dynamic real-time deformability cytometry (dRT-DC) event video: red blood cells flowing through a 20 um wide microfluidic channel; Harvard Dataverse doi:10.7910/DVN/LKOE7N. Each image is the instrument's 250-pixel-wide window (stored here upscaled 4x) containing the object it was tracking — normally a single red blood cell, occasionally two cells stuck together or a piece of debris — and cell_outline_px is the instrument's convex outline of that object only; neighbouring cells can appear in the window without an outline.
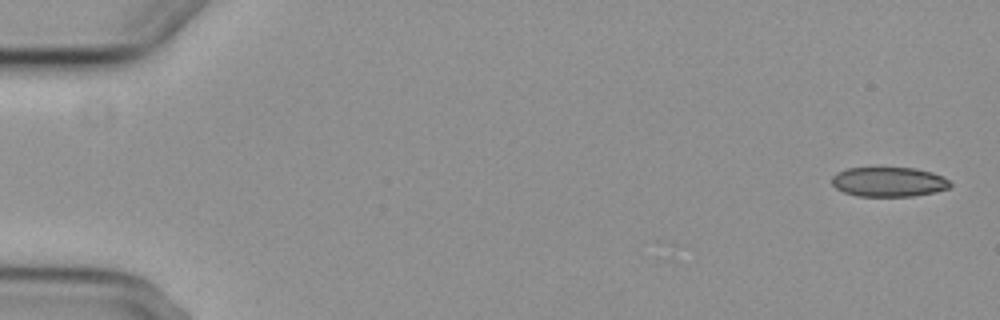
{"species": "common noctule bat (a hibernating species)", "species_latin": "Nyctalus noctula", "temperature_condition": "cold", "stored_images_in_passage": 5, "camera_frame_rate_fps": 3000, "um_per_image_px": 0.085, "animal": {"sex": "female", "body_mass_g": 29.2, "forearm_length_mm": 56.3}, "frame": {"image": 1, "passage_image": 1, "time_ms": 0.0, "image_size_px": [1000, 320], "cell_outline_px": [[952, 184], [948, 188], [932, 192], [912, 196], [856, 196], [844, 192], [836, 188], [832, 184], [832, 176], [836, 172], [848, 168], [912, 168], [932, 172], [948, 180]], "centroid_in_image_um": [75.49, 15.46], "position_along_channel_um": 9.5, "area_um2": 20.23}}
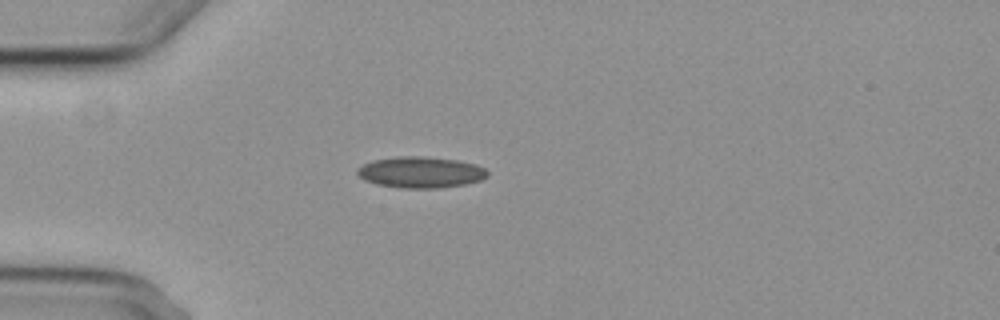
{"frame": {"image": 2, "passage_image": 5, "time_ms": 4.667, "image_size_px": [1000, 320], "cell_outline_px": [[488, 176], [480, 180], [464, 184], [436, 188], [400, 188], [376, 184], [364, 180], [356, 172], [364, 164], [376, 160], [400, 156], [416, 156], [456, 160], [476, 164], [484, 168], [488, 172]], "centroid_in_image_um": [35.77, 14.65], "position_along_channel_um": 49.2, "area_um2": 23.29}}